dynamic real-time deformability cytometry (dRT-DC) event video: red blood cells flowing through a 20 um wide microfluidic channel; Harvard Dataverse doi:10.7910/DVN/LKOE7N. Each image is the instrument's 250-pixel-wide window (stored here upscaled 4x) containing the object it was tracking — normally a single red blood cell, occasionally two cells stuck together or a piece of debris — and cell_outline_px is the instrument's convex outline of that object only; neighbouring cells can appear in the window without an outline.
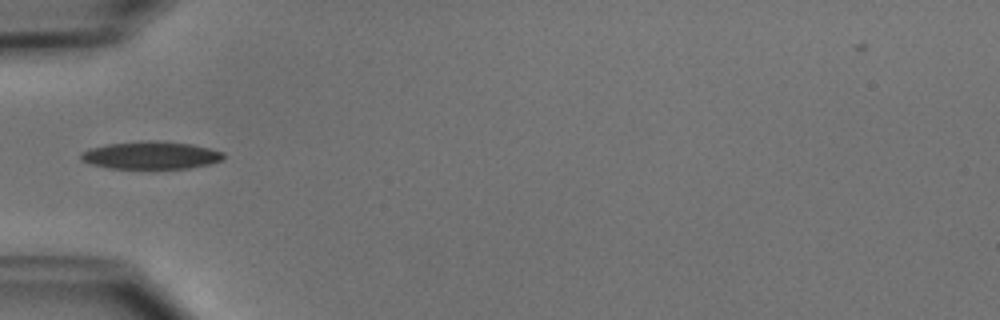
{"species": "common noctule bat (a hibernating species)", "species_latin": "Nyctalus noctula", "temperature_condition": "cold", "stored_images_in_passage": 5, "camera_frame_rate_fps": 3000, "um_per_image_px": 0.085, "animal": {"sex": "male", "body_mass_g": 15.6}, "frame": {"image": 1, "passage_image": 4, "time_ms": 4.667, "image_size_px": [1000, 320], "cell_outline_px": [[224, 156], [220, 160], [208, 164], [188, 168], [108, 168], [92, 164], [80, 160], [80, 152], [88, 148], [108, 144], [148, 140], [156, 140], [192, 144], [224, 152]], "centroid_in_image_um": [12.78, 13.19], "position_along_channel_um": 72.2, "area_um2": 22.89}}